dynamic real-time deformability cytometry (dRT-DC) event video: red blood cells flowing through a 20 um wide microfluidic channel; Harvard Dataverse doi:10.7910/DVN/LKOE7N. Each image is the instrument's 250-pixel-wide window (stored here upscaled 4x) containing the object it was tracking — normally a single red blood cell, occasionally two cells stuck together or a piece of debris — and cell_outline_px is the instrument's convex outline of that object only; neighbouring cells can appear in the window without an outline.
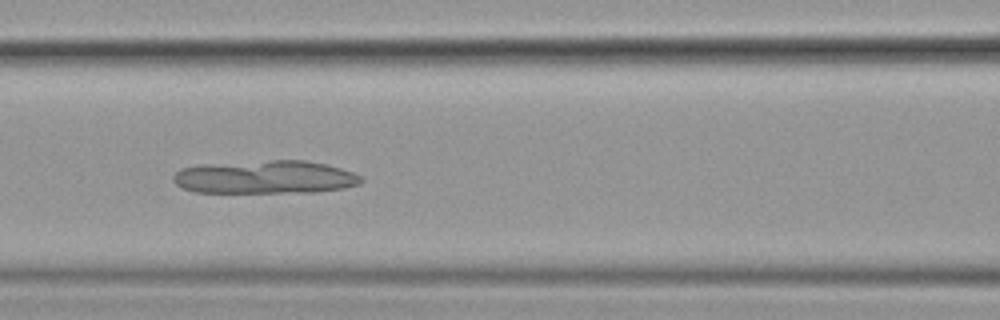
{"species": "common noctule bat (a hibernating species)", "species_latin": "Nyctalus noctula", "temperature_condition": "cold", "stored_images_in_passage": 57, "camera_frame_rate_fps": 3000, "um_per_image_px": 0.085, "animal": {"sex": "female", "body_mass_g": 19.9}, "frame": {"image": 1, "passage_image": 25, "time_ms": 8.0, "image_size_px": [1000, 320], "cell_outline_px": [[364, 180], [360, 184], [344, 188], [316, 192], [196, 192], [184, 188], [176, 184], [172, 180], [172, 176], [180, 168], [200, 164], [272, 160], [304, 160], [324, 164], [340, 168], [352, 172], [360, 176]], "centroid_in_image_um": [22.52, 15.05], "position_along_channel_um": 144.1, "area_um2": 36.41}}
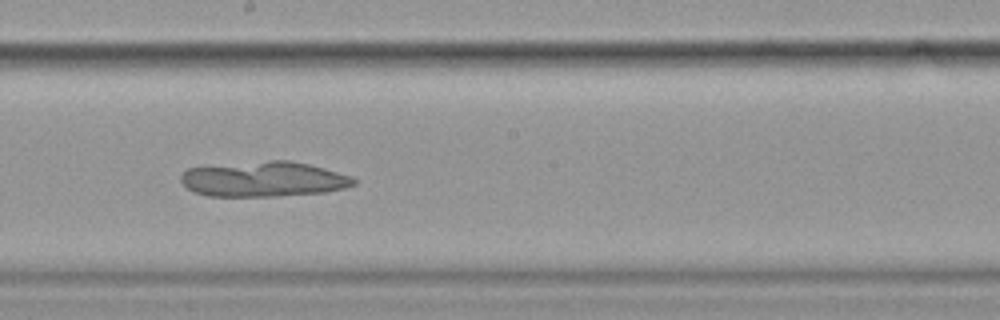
{"frame": {"image": 2, "passage_image": 32, "time_ms": 10.333, "image_size_px": [1000, 320], "cell_outline_px": [[356, 184], [344, 188], [324, 192], [276, 196], [208, 196], [192, 192], [180, 180], [180, 176], [188, 168], [268, 160], [288, 160], [308, 164], [324, 168], [352, 176], [356, 180]], "centroid_in_image_um": [22.42, 15.23], "position_along_channel_um": 225.8, "area_um2": 35.32}}
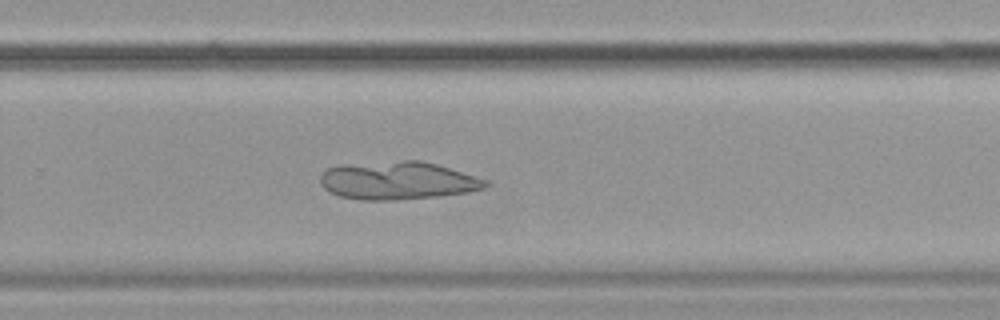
{"frame": {"image": 3, "passage_image": 38, "time_ms": 12.333, "image_size_px": [1000, 320], "cell_outline_px": [[488, 184], [484, 188], [468, 192], [440, 196], [392, 200], [360, 200], [340, 196], [324, 188], [320, 184], [320, 176], [328, 168], [340, 164], [404, 160], [420, 160], [436, 164], [488, 180]], "centroid_in_image_um": [33.79, 15.34], "position_along_channel_um": 296.0, "area_um2": 36.59}}